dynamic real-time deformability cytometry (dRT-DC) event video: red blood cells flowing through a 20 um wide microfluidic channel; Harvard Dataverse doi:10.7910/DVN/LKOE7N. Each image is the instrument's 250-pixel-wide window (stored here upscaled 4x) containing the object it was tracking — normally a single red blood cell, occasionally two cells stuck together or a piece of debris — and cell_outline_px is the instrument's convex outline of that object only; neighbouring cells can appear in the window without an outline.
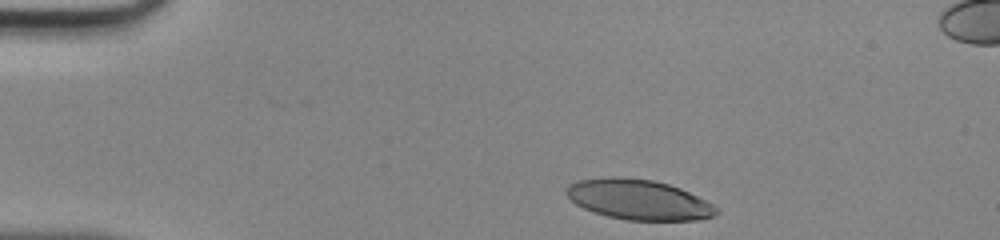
{"species": "human", "species_latin": "Homo sapiens", "temperature_condition": "room temperature", "stored_images_in_passage": 32, "camera_frame_rate_fps": 3000, "um_per_image_px": 0.085, "donor": {"sex": "male"}, "frame": {"image": 1, "passage_image": 1, "time_ms": 0.0, "image_size_px": [1000, 240], "cell_outline_px": [[720, 212], [712, 216], [696, 220], [624, 220], [608, 216], [584, 208], [576, 204], [564, 192], [564, 188], [568, 184], [576, 180], [612, 176], [616, 176], [652, 180], [668, 184], [680, 188], [712, 204]], "centroid_in_image_um": [54.23, 16.96], "position_along_channel_um": 30.8, "area_um2": 34.97}}
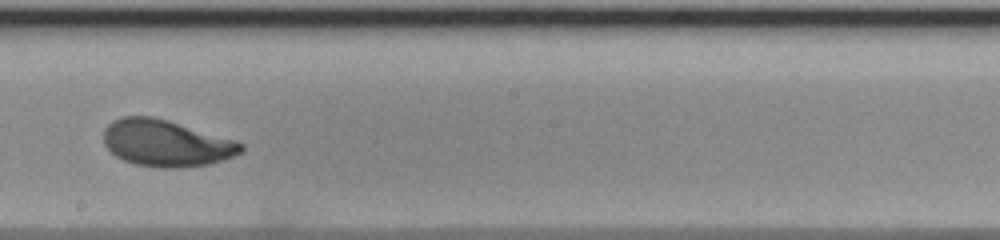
{"frame": {"image": 2, "passage_image": 20, "time_ms": 6.333, "image_size_px": [1000, 240], "cell_outline_px": [[244, 152], [224, 160], [208, 164], [180, 168], [160, 168], [136, 164], [124, 160], [116, 156], [104, 144], [104, 128], [112, 120], [124, 116], [152, 116], [168, 120], [236, 140], [244, 144]], "centroid_in_image_um": [14.15, 12.17], "position_along_channel_um": 234.1, "area_um2": 37.51}}
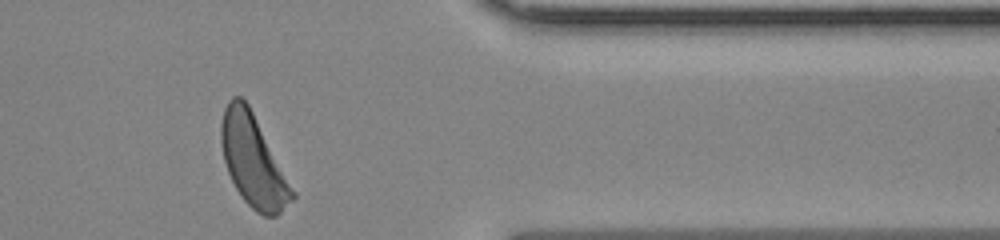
{"frame": {"image": 3, "passage_image": 32, "time_ms": 10.333, "image_size_px": [1000, 240], "cell_outline_px": [[296, 196], [276, 216], [264, 216], [256, 212], [244, 200], [236, 188], [228, 172], [224, 160], [220, 140], [220, 124], [224, 108], [228, 100], [232, 96], [240, 96], [248, 104], [296, 192]], "centroid_in_image_um": [21.51, 13.66], "position_along_channel_um": 389.9, "area_um2": 37.63}}